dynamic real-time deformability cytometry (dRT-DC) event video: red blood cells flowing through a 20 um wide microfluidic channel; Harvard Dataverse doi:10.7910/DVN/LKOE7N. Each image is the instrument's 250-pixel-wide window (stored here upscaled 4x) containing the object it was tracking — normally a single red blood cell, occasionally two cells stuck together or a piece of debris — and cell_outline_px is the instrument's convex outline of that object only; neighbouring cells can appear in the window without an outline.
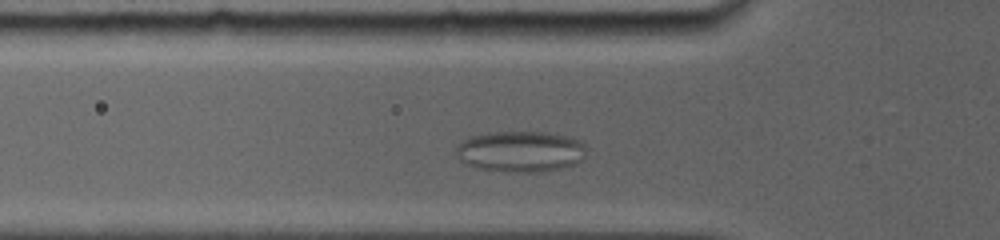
{"species": "common noctule bat (a hibernating species)", "species_latin": "Nyctalus noctula", "temperature_condition": "room temperature", "stored_images_in_passage": 56, "camera_frame_rate_fps": 5000, "um_per_image_px": 0.085, "animal": {"sex": "female", "body_mass_g": 19.0, "forearm_length_mm": 56.7}, "frame": {"image": 1, "passage_image": 10, "time_ms": 2.0, "image_size_px": [1000, 240], "cell_outline_px": [[584, 156], [576, 164], [544, 172], [504, 172], [476, 168], [464, 164], [456, 156], [456, 148], [460, 140], [468, 136], [488, 132], [548, 132], [572, 136], [580, 140], [584, 144]], "centroid_in_image_um": [44.2, 12.87], "position_along_channel_um": 81.6, "area_um2": 31.79}}
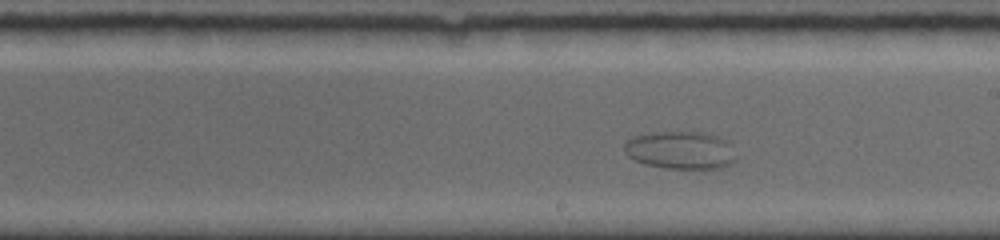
{"frame": {"image": 2, "passage_image": 30, "time_ms": 6.4, "image_size_px": [1000, 240], "cell_outline_px": [[736, 160], [732, 164], [708, 172], [668, 168], [644, 164], [628, 156], [624, 152], [624, 144], [632, 136], [660, 132], [704, 132], [716, 136], [724, 140], [728, 144], [736, 156]], "centroid_in_image_um": [57.88, 12.82], "position_along_channel_um": 231.1, "area_um2": 25.14}}
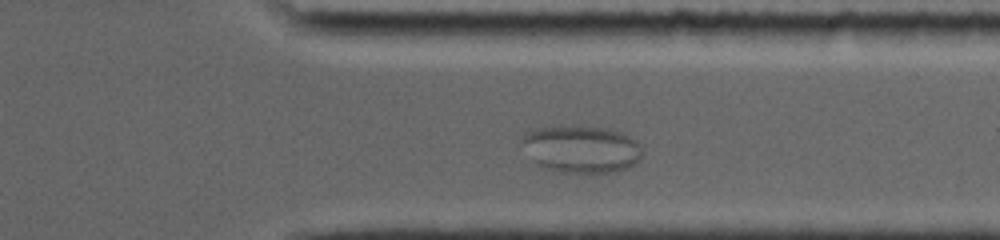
{"frame": {"image": 3, "passage_image": 47, "time_ms": 10.2, "image_size_px": [1000, 240], "cell_outline_px": [[640, 160], [628, 168], [616, 172], [560, 172], [540, 164], [536, 160], [520, 140], [528, 132], [540, 128], [580, 124], [608, 128], [620, 132], [636, 140], [640, 148]], "centroid_in_image_um": [49.49, 12.64], "position_along_channel_um": 361.9, "area_um2": 32.66}}